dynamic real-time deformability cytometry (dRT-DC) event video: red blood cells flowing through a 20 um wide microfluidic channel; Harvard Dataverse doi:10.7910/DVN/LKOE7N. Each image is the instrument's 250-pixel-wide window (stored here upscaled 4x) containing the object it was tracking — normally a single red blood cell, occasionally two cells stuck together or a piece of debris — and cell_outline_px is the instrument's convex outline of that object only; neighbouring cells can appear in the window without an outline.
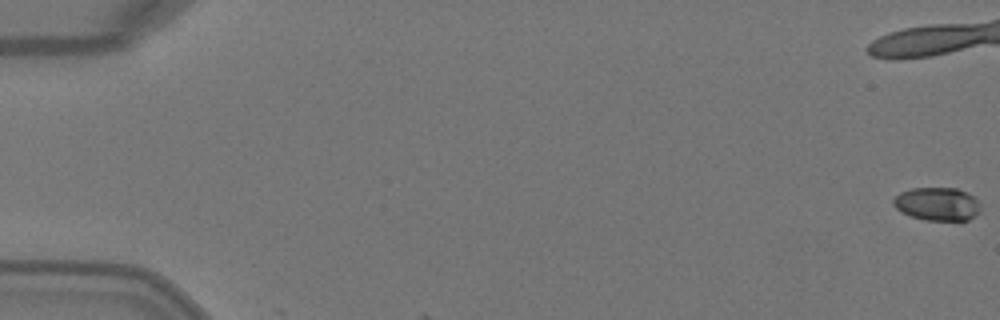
{"species": "Egyptian fruit bat (a non-hibernating species)", "species_latin": "Rousettus aegyptiacus", "temperature_condition": "warm", "stored_images_in_passage": 2, "camera_frame_rate_fps": 3000, "um_per_image_px": 0.085, "animal": {"sex": "female"}, "frame": {"image": 1, "passage_image": 1, "time_ms": 0.0, "image_size_px": [1000, 320], "cell_outline_px": [[980, 212], [968, 220], [924, 220], [908, 216], [900, 212], [892, 204], [892, 200], [900, 192], [912, 188], [956, 188], [972, 196], [980, 204]], "centroid_in_image_um": [79.62, 17.35], "position_along_channel_um": 5.4, "area_um2": 16.94}}